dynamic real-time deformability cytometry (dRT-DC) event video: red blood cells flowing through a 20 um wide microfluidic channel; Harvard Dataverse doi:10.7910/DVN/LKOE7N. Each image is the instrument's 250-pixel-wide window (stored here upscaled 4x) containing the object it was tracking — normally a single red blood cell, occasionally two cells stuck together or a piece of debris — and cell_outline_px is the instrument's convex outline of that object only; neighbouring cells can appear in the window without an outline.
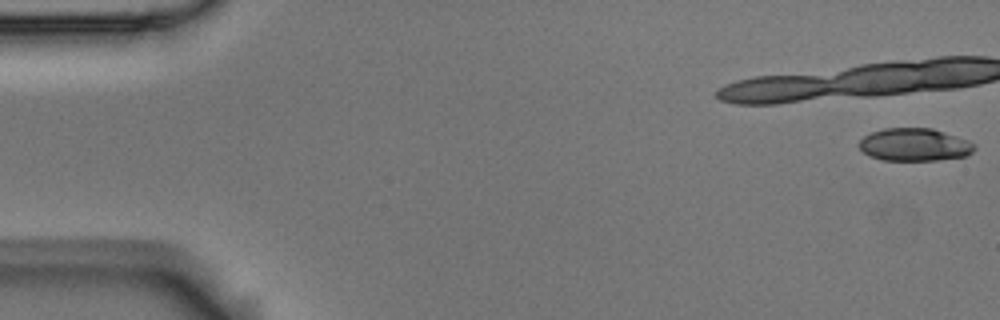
{"species": "Egyptian fruit bat (a non-hibernating species)", "species_latin": "Rousettus aegyptiacus", "temperature_condition": "room temperature", "stored_images_in_passage": 5, "camera_frame_rate_fps": 3000, "um_per_image_px": 0.085, "animal": {"sex": "male"}, "frame": {"image": 1, "passage_image": 1, "time_ms": 0.0, "image_size_px": [1000, 320], "cell_outline_px": [[976, 148], [968, 156], [940, 160], [880, 160], [868, 156], [860, 148], [860, 140], [864, 136], [872, 132], [884, 128], [932, 128], [944, 132], [976, 144]], "centroid_in_image_um": [77.74, 12.31], "position_along_channel_um": 7.3, "area_um2": 22.02}}